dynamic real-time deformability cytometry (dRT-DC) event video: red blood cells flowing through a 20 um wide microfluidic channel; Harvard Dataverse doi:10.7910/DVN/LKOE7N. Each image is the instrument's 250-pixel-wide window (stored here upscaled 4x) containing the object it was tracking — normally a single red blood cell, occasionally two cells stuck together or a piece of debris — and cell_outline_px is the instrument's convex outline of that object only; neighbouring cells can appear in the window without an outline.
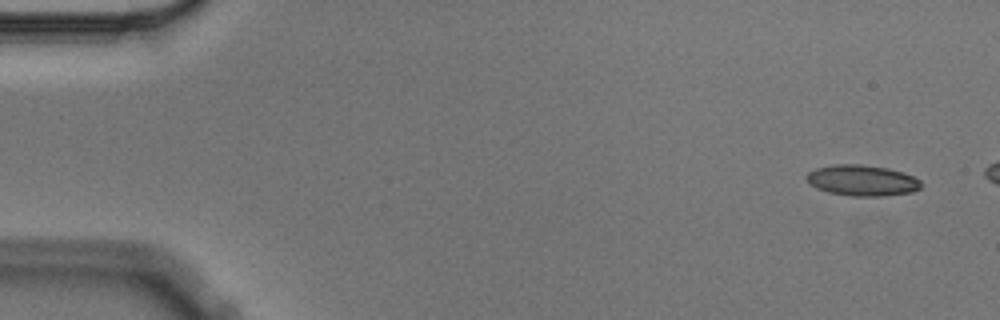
{"species": "Egyptian fruit bat (a non-hibernating species)", "species_latin": "Rousettus aegyptiacus", "temperature_condition": "cold", "stored_images_in_passage": 4, "camera_frame_rate_fps": 3000, "um_per_image_px": 0.085, "animal": {"sex": "male"}, "frame": {"image": 1, "passage_image": 1, "time_ms": 0.0, "image_size_px": [1000, 320], "cell_outline_px": [[924, 184], [920, 188], [912, 192], [884, 196], [852, 196], [828, 192], [816, 188], [804, 176], [808, 172], [816, 168], [832, 164], [860, 164], [888, 168], [912, 176], [920, 180]], "centroid_in_image_um": [73.28, 15.33], "position_along_channel_um": 11.7, "area_um2": 20.63}}